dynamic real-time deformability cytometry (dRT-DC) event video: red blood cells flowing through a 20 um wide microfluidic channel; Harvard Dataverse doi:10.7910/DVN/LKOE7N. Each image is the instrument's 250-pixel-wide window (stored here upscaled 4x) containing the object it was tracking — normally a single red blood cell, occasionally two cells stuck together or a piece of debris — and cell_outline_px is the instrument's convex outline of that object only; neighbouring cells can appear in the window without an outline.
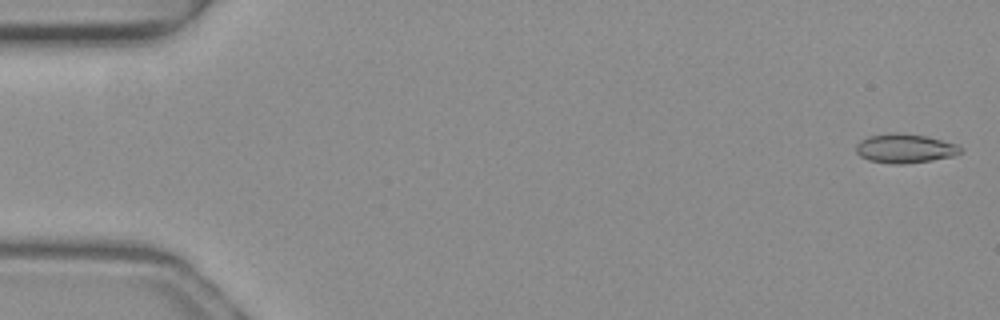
{"species": "common noctule bat (a hibernating species)", "species_latin": "Nyctalus noctula", "temperature_condition": "warm", "stored_images_in_passage": 13, "camera_frame_rate_fps": 3000, "um_per_image_px": 0.085, "animal": {"sex": "female", "body_mass_g": 19.3, "forearm_length_mm": 54.1}, "frame": {"image": 1, "passage_image": 1, "time_ms": 0.0, "image_size_px": [1000, 320], "cell_outline_px": [[964, 148], [960, 152], [952, 156], [932, 160], [900, 164], [892, 164], [868, 160], [860, 156], [856, 152], [856, 144], [860, 140], [868, 136], [888, 132], [896, 132], [928, 136], [956, 144]], "centroid_in_image_um": [76.89, 12.6], "position_along_channel_um": 8.1, "area_um2": 17.86}}
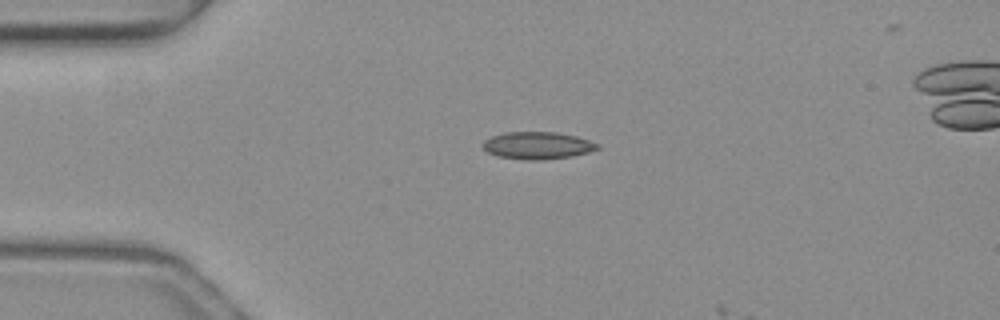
{"frame": {"image": 2, "passage_image": 12, "time_ms": 3.667, "image_size_px": [1000, 320], "cell_outline_px": [[600, 148], [588, 152], [572, 156], [544, 160], [528, 160], [496, 156], [488, 152], [484, 148], [484, 140], [492, 136], [504, 132], [556, 132], [576, 136], [600, 144]], "centroid_in_image_um": [45.7, 12.37], "position_along_channel_um": 39.3, "area_um2": 18.21}}